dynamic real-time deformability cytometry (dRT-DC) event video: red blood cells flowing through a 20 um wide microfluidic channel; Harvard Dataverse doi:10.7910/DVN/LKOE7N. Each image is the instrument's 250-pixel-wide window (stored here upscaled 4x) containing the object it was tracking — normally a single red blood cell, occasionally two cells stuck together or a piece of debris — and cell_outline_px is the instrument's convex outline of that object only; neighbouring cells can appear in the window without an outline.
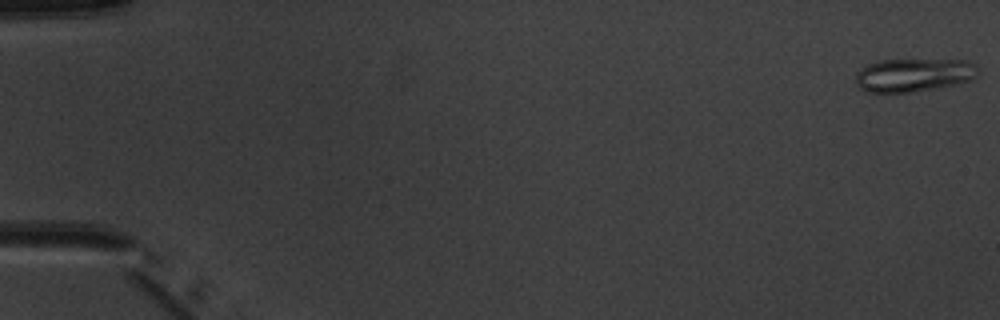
{"species": "common noctule bat (a hibernating species)", "species_latin": "Nyctalus noctula", "temperature_condition": "warm", "stored_images_in_passage": 7, "camera_frame_rate_fps": 3000, "um_per_image_px": 0.085, "animal": {"sex": "male", "body_mass_g": 20.1, "forearm_length_mm": 53.5}, "frame": {"image": 1, "passage_image": 1, "time_ms": 0.0, "image_size_px": [1000, 320], "cell_outline_px": [[980, 68], [976, 76], [972, 80], [912, 92], [864, 92], [856, 84], [856, 72], [860, 68], [868, 64], [880, 60], [968, 60], [976, 64]], "centroid_in_image_um": [77.66, 6.36], "position_along_channel_um": 7.3, "area_um2": 23.76}}
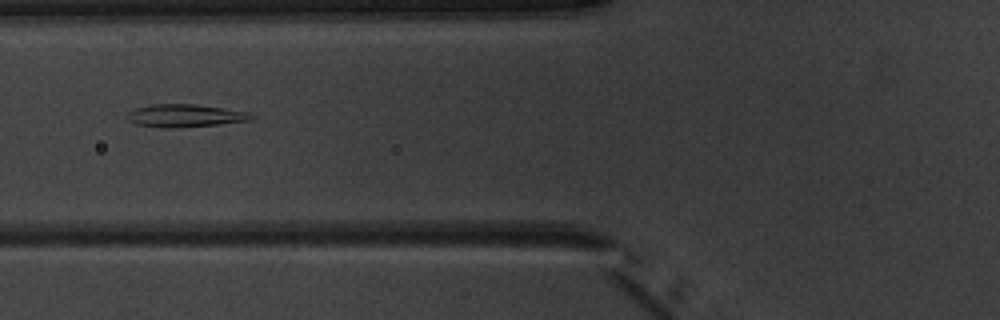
{"frame": {"image": 2, "passage_image": 6, "time_ms": 6.667, "image_size_px": [1000, 320], "cell_outline_px": [[252, 116], [248, 120], [216, 124], [168, 128], [160, 128], [136, 124], [128, 120], [124, 116], [128, 112], [136, 108], [152, 104], [196, 104], [248, 112]], "centroid_in_image_um": [15.61, 9.82], "position_along_channel_um": 110.2, "area_um2": 16.18}}
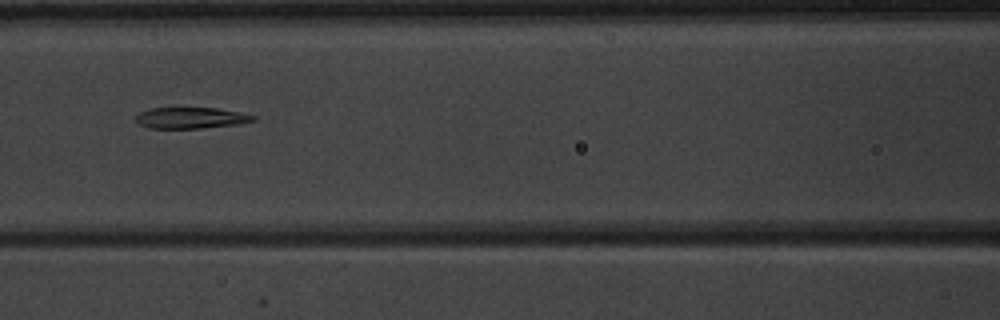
{"frame": {"image": 3, "passage_image": 7, "time_ms": 7.667, "image_size_px": [1000, 320], "cell_outline_px": [[256, 120], [240, 124], [200, 128], [148, 128], [140, 124], [136, 120], [136, 116], [140, 112], [152, 108], [176, 104], [216, 108], [240, 112], [256, 116]], "centroid_in_image_um": [16.21, 9.96], "position_along_channel_um": 150.4, "area_um2": 15.32}}